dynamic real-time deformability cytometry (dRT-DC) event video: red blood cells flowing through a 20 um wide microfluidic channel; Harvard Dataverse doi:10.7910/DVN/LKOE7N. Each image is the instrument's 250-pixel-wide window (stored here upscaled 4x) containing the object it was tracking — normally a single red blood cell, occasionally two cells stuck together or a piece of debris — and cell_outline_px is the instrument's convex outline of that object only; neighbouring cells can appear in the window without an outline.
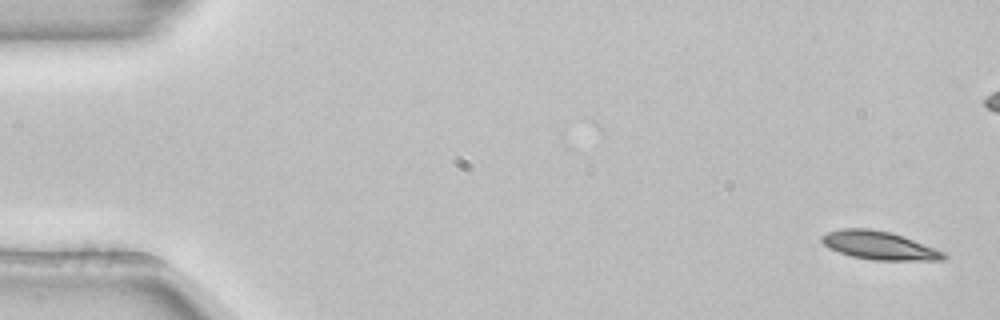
{"species": "common noctule bat (a hibernating species)", "species_latin": "Nyctalus noctula", "temperature_condition": "room temperature", "stored_images_in_passage": 13, "camera_frame_rate_fps": 3000, "um_per_image_px": 0.085, "animal": {"sex": "female", "body_mass_g": 22.7, "forearm_length_mm": 54.2}, "frame": {"image": 1, "passage_image": 1, "time_ms": 0.0, "image_size_px": [1000, 320], "cell_outline_px": [[948, 256], [944, 260], [872, 260], [852, 256], [828, 248], [820, 240], [820, 236], [828, 232], [840, 228], [868, 228], [892, 232], [904, 236], [944, 252]], "centroid_in_image_um": [74.71, 20.85], "position_along_channel_um": 10.3, "area_um2": 20.17}}